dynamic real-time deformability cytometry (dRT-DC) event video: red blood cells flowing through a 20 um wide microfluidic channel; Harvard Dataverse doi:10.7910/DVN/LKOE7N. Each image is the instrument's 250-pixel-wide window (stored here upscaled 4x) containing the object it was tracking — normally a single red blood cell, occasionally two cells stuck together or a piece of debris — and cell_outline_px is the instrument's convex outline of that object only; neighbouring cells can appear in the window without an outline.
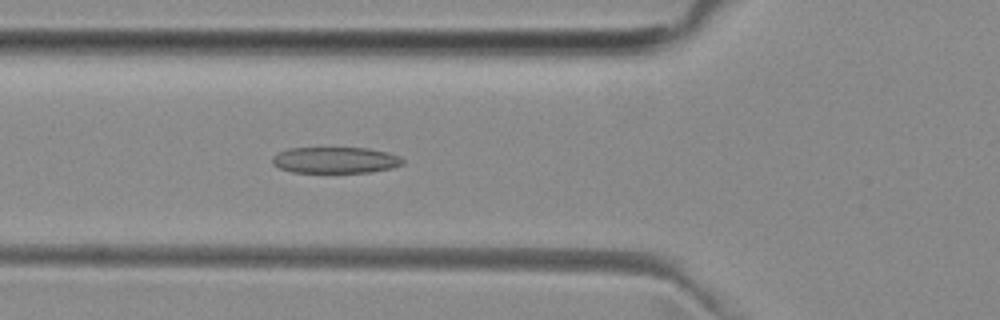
{"species": "common noctule bat (a hibernating species)", "species_latin": "Nyctalus noctula", "temperature_condition": "room temperature", "stored_images_in_passage": 42, "camera_frame_rate_fps": 3000, "um_per_image_px": 0.085, "animal": {"sex": "female", "body_mass_g": 29.2, "forearm_length_mm": 56.3}, "frame": {"image": 1, "passage_image": 9, "time_ms": 2.667, "image_size_px": [1000, 320], "cell_outline_px": [[404, 164], [392, 168], [372, 172], [292, 172], [280, 168], [272, 164], [272, 156], [276, 152], [288, 148], [368, 148], [388, 152], [400, 156], [404, 160]], "centroid_in_image_um": [28.5, 13.6], "position_along_channel_um": 97.3, "area_um2": 20.11}}
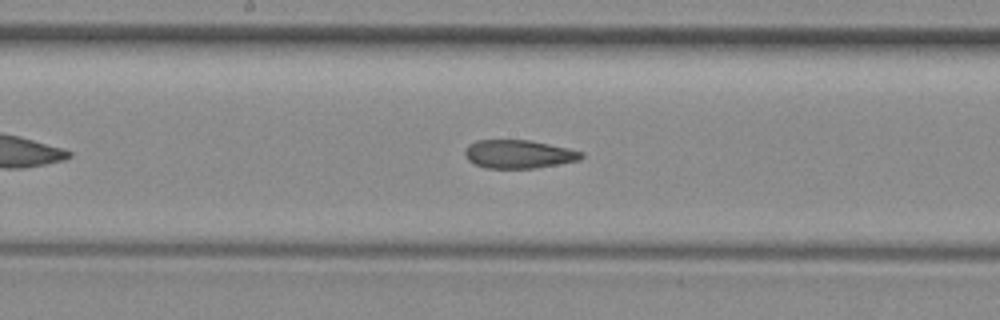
{"frame": {"image": 2, "passage_image": 17, "time_ms": 5.333, "image_size_px": [1000, 320], "cell_outline_px": [[584, 156], [580, 160], [536, 168], [484, 168], [468, 160], [464, 156], [464, 148], [468, 144], [476, 140], [528, 140], [568, 148], [584, 152]], "centroid_in_image_um": [44.06, 13.1], "position_along_channel_um": 204.1, "area_um2": 19.36}}
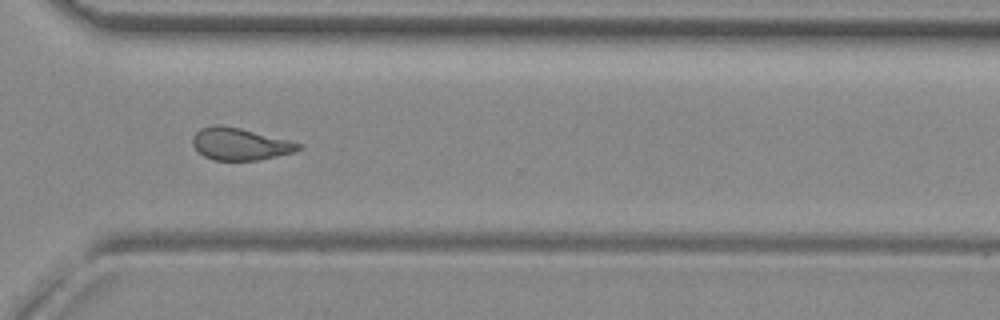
{"frame": {"image": 3, "passage_image": 28, "time_ms": 9.0, "image_size_px": [1000, 320], "cell_outline_px": [[304, 148], [292, 152], [260, 160], [212, 160], [204, 156], [192, 144], [192, 136], [200, 128], [212, 124], [220, 124], [240, 128], [304, 144]], "centroid_in_image_um": [20.39, 12.23], "position_along_channel_um": 350.2, "area_um2": 19.88}, "authors_computed_cell_mechanics": {"area_um2": 20.3167, "velocity_mm_per_s": 3.9897, "shape_relaxation_time_tau1_ms": null, "shape_relaxation_time_tau2_ms": 2.6397, "deformation_change_tau1": null, "deformation_change_tau2": 0.1067}}